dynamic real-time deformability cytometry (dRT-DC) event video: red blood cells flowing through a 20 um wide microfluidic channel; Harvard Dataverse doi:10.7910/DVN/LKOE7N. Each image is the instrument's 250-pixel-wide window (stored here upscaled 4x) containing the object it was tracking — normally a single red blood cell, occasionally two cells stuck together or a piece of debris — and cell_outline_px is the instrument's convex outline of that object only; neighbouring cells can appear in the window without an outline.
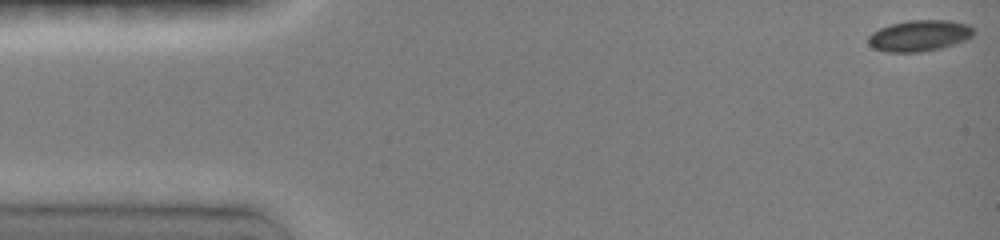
{"species": "common noctule bat (a hibernating species)", "species_latin": "Nyctalus noctula", "temperature_condition": "room temperature", "stored_images_in_passage": 22, "camera_frame_rate_fps": 3000, "um_per_image_px": 0.085, "animal": {"sex": "female", "body_mass_g": 19.0, "forearm_length_mm": 51.5}, "frame": {"image": 1, "passage_image": 1, "time_ms": 0.0, "image_size_px": [1000, 240], "cell_outline_px": [[972, 36], [964, 40], [940, 48], [920, 52], [888, 52], [876, 48], [868, 44], [868, 36], [872, 32], [880, 28], [892, 24], [908, 20], [948, 20], [968, 24], [972, 28]], "centroid_in_image_um": [78.12, 3.02], "position_along_channel_um": 6.9, "area_um2": 18.84}}
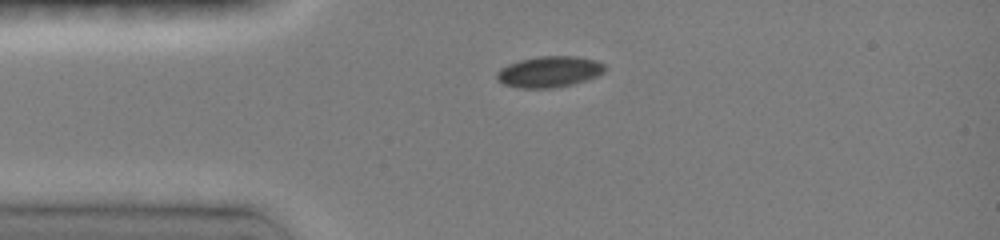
{"frame": {"image": 2, "passage_image": 10, "time_ms": 3.333, "image_size_px": [1000, 240], "cell_outline_px": [[608, 68], [604, 72], [588, 80], [556, 88], [520, 88], [504, 84], [496, 80], [496, 72], [500, 68], [508, 64], [520, 60], [540, 56], [576, 56], [596, 60], [604, 64]], "centroid_in_image_um": [46.7, 6.1], "position_along_channel_um": 38.3, "area_um2": 19.77}}
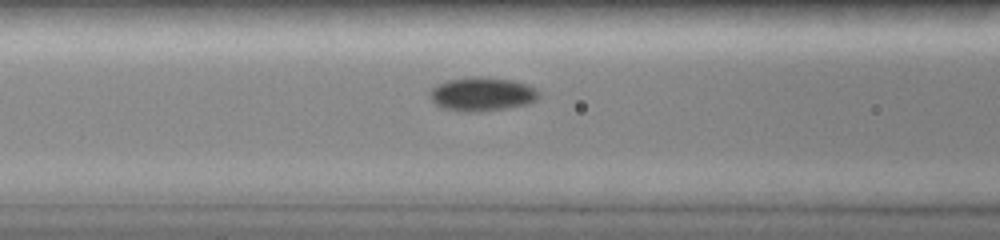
{"frame": {"image": 3, "passage_image": 18, "time_ms": 6.0, "image_size_px": [1000, 240], "cell_outline_px": [[540, 96], [536, 100], [528, 104], [504, 108], [476, 112], [460, 112], [444, 108], [436, 104], [432, 100], [428, 92], [436, 84], [448, 80], [472, 76], [480, 76], [512, 80], [528, 84], [536, 88], [540, 92]], "centroid_in_image_um": [40.98, 7.99], "position_along_channel_um": 125.6, "area_um2": 21.68}}